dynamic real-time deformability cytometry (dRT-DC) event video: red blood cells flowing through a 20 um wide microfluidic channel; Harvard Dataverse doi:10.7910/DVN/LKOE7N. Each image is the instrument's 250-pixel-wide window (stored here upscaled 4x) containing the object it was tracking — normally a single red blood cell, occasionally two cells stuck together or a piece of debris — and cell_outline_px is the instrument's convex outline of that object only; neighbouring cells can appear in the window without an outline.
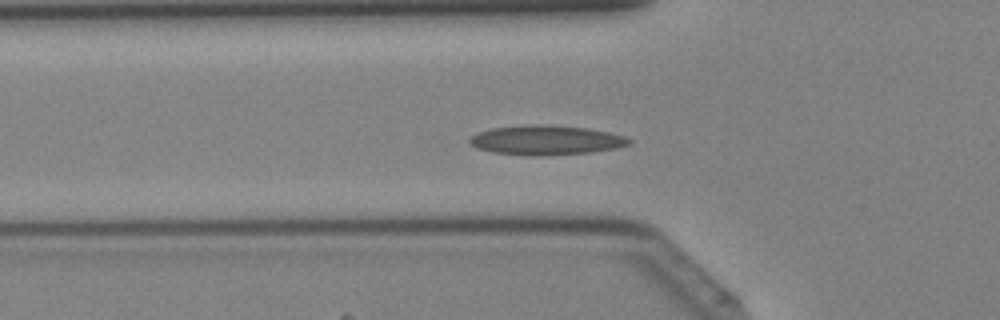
{"species": "Egyptian fruit bat (a non-hibernating species)", "species_latin": "Rousettus aegyptiacus", "temperature_condition": "cold", "stored_images_in_passage": 41, "camera_frame_rate_fps": 3000, "um_per_image_px": 0.085, "animal": {"sex": "female"}, "frame": {"image": 1, "passage_image": 12, "time_ms": 3.667, "image_size_px": [1000, 320], "cell_outline_px": [[632, 140], [628, 144], [616, 148], [592, 152], [540, 156], [528, 156], [492, 152], [476, 148], [468, 140], [476, 132], [492, 128], [524, 124], [544, 124], [588, 128], [608, 132], [624, 136]], "centroid_in_image_um": [46.38, 11.91], "position_along_channel_um": 79.4, "area_um2": 27.63}}
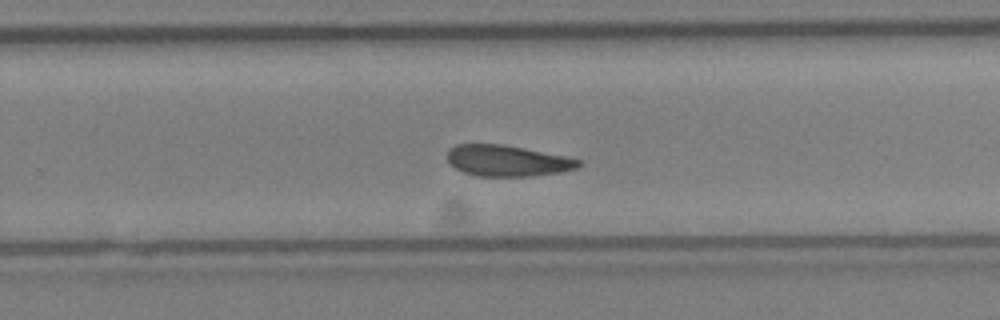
{"frame": {"image": 2, "passage_image": 25, "time_ms": 8.0, "image_size_px": [1000, 320], "cell_outline_px": [[584, 164], [576, 168], [560, 172], [532, 176], [476, 176], [464, 172], [456, 168], [448, 160], [448, 148], [456, 144], [504, 144], [564, 156], [580, 160]], "centroid_in_image_um": [43.12, 13.66], "position_along_channel_um": 286.7, "area_um2": 23.7}}
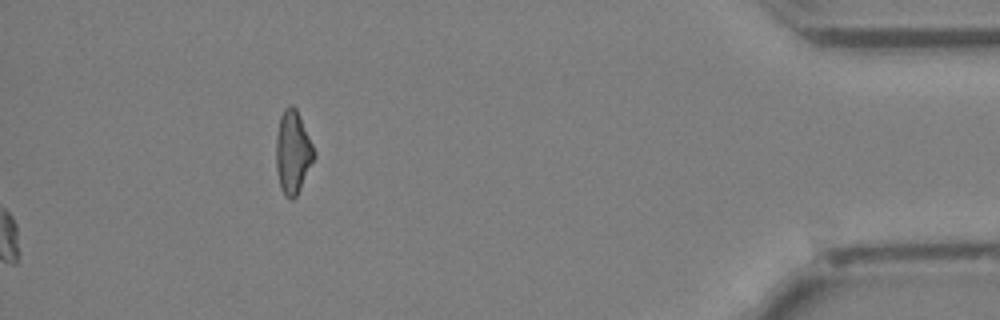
{"frame": {"image": 3, "passage_image": 41, "time_ms": 13.333, "image_size_px": [1000, 320], "cell_outline_px": [[316, 156], [296, 196], [292, 200], [284, 196], [280, 188], [276, 168], [276, 136], [280, 116], [284, 108], [288, 104], [292, 104], [296, 108], [316, 152]], "centroid_in_image_um": [24.88, 12.93], "position_along_channel_um": 410.3, "area_um2": 18.5}}